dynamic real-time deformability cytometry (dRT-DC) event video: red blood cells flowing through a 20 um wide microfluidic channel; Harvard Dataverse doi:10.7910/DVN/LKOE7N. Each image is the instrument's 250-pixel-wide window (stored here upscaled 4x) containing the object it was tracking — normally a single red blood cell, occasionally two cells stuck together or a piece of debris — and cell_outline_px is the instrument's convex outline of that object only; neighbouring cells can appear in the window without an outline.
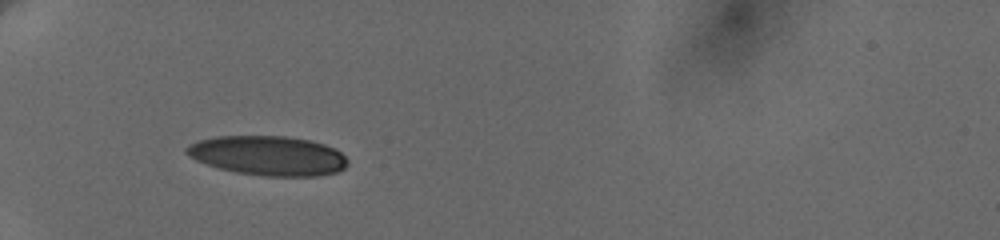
{"species": "human", "species_latin": "Homo sapiens", "temperature_condition": "cold", "stored_images_in_passage": 2, "camera_frame_rate_fps": 3000, "um_per_image_px": 0.085, "donor": {"sex": "female"}, "frame": {"image": 1, "passage_image": 1, "time_ms": 0.0, "image_size_px": [1000, 240], "cell_outline_px": [[348, 164], [344, 168], [336, 172], [316, 176], [264, 176], [236, 172], [220, 168], [196, 160], [188, 156], [184, 152], [184, 148], [188, 144], [196, 140], [216, 136], [284, 136], [308, 140], [324, 144], [340, 152], [348, 160]], "centroid_in_image_um": [22.74, 13.22], "position_along_channel_um": 62.3, "area_um2": 37.11}}